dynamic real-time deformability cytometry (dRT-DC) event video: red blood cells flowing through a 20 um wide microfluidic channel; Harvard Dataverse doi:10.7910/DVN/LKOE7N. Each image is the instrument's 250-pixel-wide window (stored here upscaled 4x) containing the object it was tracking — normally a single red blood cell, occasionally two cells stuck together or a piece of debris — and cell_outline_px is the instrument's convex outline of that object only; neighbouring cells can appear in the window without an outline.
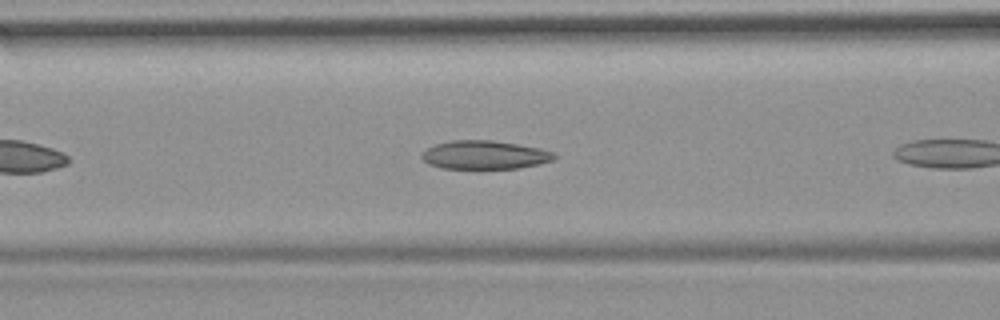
{"species": "common noctule bat (a hibernating species)", "species_latin": "Nyctalus noctula", "temperature_condition": "room temperature", "stored_images_in_passage": 8, "camera_frame_rate_fps": 3000, "um_per_image_px": 0.085, "animal": {"sex": "female", "body_mass_g": 19.9}, "frame": {"image": 1, "passage_image": 7, "time_ms": 2.0, "image_size_px": [1000, 320], "cell_outline_px": [[556, 160], [540, 164], [520, 168], [440, 168], [428, 164], [420, 156], [428, 148], [436, 144], [452, 140], [492, 140], [540, 148], [556, 152]], "centroid_in_image_um": [41.25, 13.17], "position_along_channel_um": 125.4, "area_um2": 22.08}}